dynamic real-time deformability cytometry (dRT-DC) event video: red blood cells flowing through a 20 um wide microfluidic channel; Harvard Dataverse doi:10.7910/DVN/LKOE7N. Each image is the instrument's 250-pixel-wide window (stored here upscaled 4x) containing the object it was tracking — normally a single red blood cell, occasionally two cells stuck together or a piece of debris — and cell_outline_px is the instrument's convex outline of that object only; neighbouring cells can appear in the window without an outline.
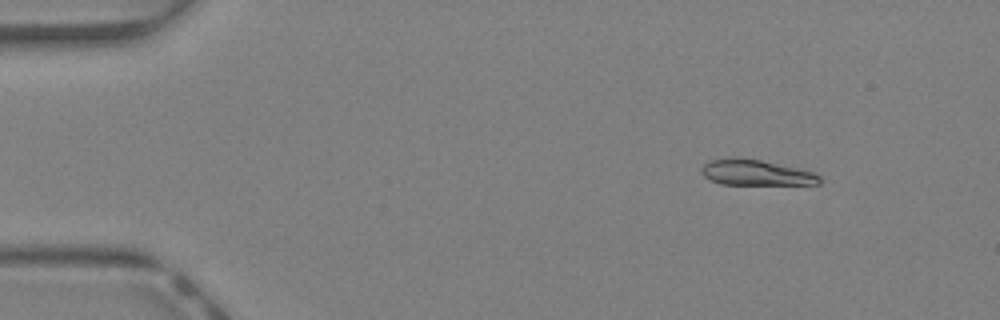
{"species": "Egyptian fruit bat (a non-hibernating species)", "species_latin": "Rousettus aegyptiacus", "temperature_condition": "warm", "stored_images_in_passage": 43, "camera_frame_rate_fps": 3000, "um_per_image_px": 0.085, "animal": {"sex": "female"}, "frame": {"image": 1, "passage_image": 5, "time_ms": 1.333, "image_size_px": [1000, 320], "cell_outline_px": [[820, 184], [720, 184], [704, 176], [700, 172], [700, 168], [708, 160], [728, 156], [760, 160], [816, 172], [820, 176]], "centroid_in_image_um": [64.21, 14.65], "position_along_channel_um": 20.8, "area_um2": 17.74}}
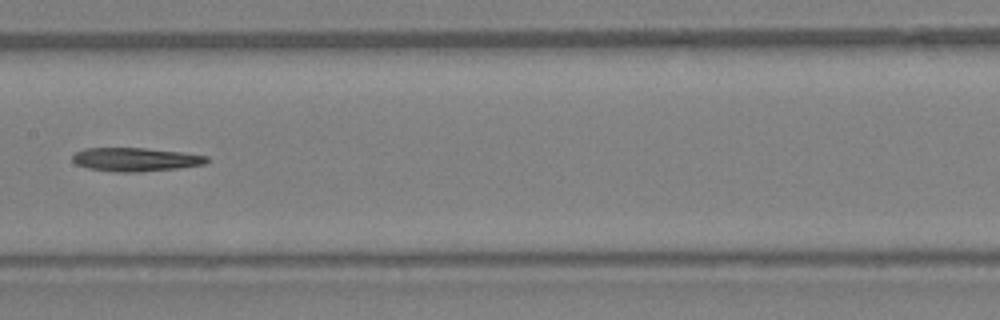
{"frame": {"image": 2, "passage_image": 22, "time_ms": 7.0, "image_size_px": [1000, 320], "cell_outline_px": [[208, 160], [204, 164], [180, 168], [140, 172], [116, 172], [88, 168], [76, 164], [72, 160], [72, 156], [76, 152], [84, 148], [144, 148], [184, 152], [208, 156]], "centroid_in_image_um": [11.52, 13.55], "position_along_channel_um": 195.9, "area_um2": 18.55}}
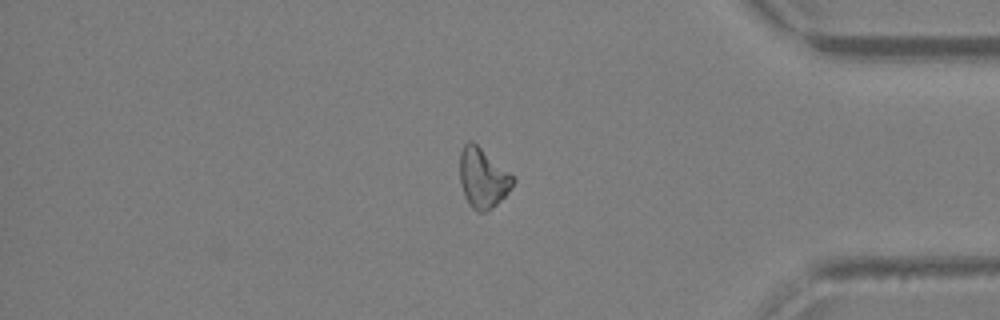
{"frame": {"image": 3, "passage_image": 36, "time_ms": 11.667, "image_size_px": [1000, 320], "cell_outline_px": [[516, 180], [512, 188], [492, 208], [484, 212], [476, 212], [472, 208], [464, 196], [460, 184], [460, 152], [464, 144], [468, 140], [472, 140], [508, 172]], "centroid_in_image_um": [41.01, 15.14], "position_along_channel_um": 394.2, "area_um2": 18.38}}